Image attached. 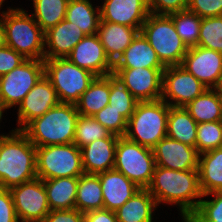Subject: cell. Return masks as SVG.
Masks as SVG:
<instances>
[{"label": "cell", "instance_id": "obj_1", "mask_svg": "<svg viewBox=\"0 0 222 222\" xmlns=\"http://www.w3.org/2000/svg\"><path fill=\"white\" fill-rule=\"evenodd\" d=\"M147 190L157 205L161 202L178 204L184 222L197 210L203 193L200 188L198 170H173L156 166Z\"/></svg>", "mask_w": 222, "mask_h": 222}, {"label": "cell", "instance_id": "obj_2", "mask_svg": "<svg viewBox=\"0 0 222 222\" xmlns=\"http://www.w3.org/2000/svg\"><path fill=\"white\" fill-rule=\"evenodd\" d=\"M36 177V146L21 130H12L0 143V188L10 189Z\"/></svg>", "mask_w": 222, "mask_h": 222}, {"label": "cell", "instance_id": "obj_3", "mask_svg": "<svg viewBox=\"0 0 222 222\" xmlns=\"http://www.w3.org/2000/svg\"><path fill=\"white\" fill-rule=\"evenodd\" d=\"M79 113L75 104L59 103L21 130L36 146L73 143Z\"/></svg>", "mask_w": 222, "mask_h": 222}, {"label": "cell", "instance_id": "obj_4", "mask_svg": "<svg viewBox=\"0 0 222 222\" xmlns=\"http://www.w3.org/2000/svg\"><path fill=\"white\" fill-rule=\"evenodd\" d=\"M6 44L26 59L44 60V34L35 19L23 9H8L1 14Z\"/></svg>", "mask_w": 222, "mask_h": 222}, {"label": "cell", "instance_id": "obj_5", "mask_svg": "<svg viewBox=\"0 0 222 222\" xmlns=\"http://www.w3.org/2000/svg\"><path fill=\"white\" fill-rule=\"evenodd\" d=\"M169 108L170 106L162 99L138 101L133 114L127 121V130L124 136L152 149L167 136Z\"/></svg>", "mask_w": 222, "mask_h": 222}, {"label": "cell", "instance_id": "obj_6", "mask_svg": "<svg viewBox=\"0 0 222 222\" xmlns=\"http://www.w3.org/2000/svg\"><path fill=\"white\" fill-rule=\"evenodd\" d=\"M140 32L165 67L181 65L189 48L180 38L169 15L150 13Z\"/></svg>", "mask_w": 222, "mask_h": 222}, {"label": "cell", "instance_id": "obj_7", "mask_svg": "<svg viewBox=\"0 0 222 222\" xmlns=\"http://www.w3.org/2000/svg\"><path fill=\"white\" fill-rule=\"evenodd\" d=\"M44 76L56 90L60 103L75 104L96 75L66 58L44 59Z\"/></svg>", "mask_w": 222, "mask_h": 222}, {"label": "cell", "instance_id": "obj_8", "mask_svg": "<svg viewBox=\"0 0 222 222\" xmlns=\"http://www.w3.org/2000/svg\"><path fill=\"white\" fill-rule=\"evenodd\" d=\"M156 167L151 148L120 136L115 150L114 170L121 172L141 189H147Z\"/></svg>", "mask_w": 222, "mask_h": 222}, {"label": "cell", "instance_id": "obj_9", "mask_svg": "<svg viewBox=\"0 0 222 222\" xmlns=\"http://www.w3.org/2000/svg\"><path fill=\"white\" fill-rule=\"evenodd\" d=\"M36 172L42 180L81 176L80 148L74 143L36 147Z\"/></svg>", "mask_w": 222, "mask_h": 222}, {"label": "cell", "instance_id": "obj_10", "mask_svg": "<svg viewBox=\"0 0 222 222\" xmlns=\"http://www.w3.org/2000/svg\"><path fill=\"white\" fill-rule=\"evenodd\" d=\"M43 76L44 60L26 59L0 77V101L6 109L19 105Z\"/></svg>", "mask_w": 222, "mask_h": 222}, {"label": "cell", "instance_id": "obj_11", "mask_svg": "<svg viewBox=\"0 0 222 222\" xmlns=\"http://www.w3.org/2000/svg\"><path fill=\"white\" fill-rule=\"evenodd\" d=\"M9 190L19 222H43L51 211L42 179L36 177Z\"/></svg>", "mask_w": 222, "mask_h": 222}, {"label": "cell", "instance_id": "obj_12", "mask_svg": "<svg viewBox=\"0 0 222 222\" xmlns=\"http://www.w3.org/2000/svg\"><path fill=\"white\" fill-rule=\"evenodd\" d=\"M206 89L208 88L181 65L166 67L162 72L161 99L169 106L185 107Z\"/></svg>", "mask_w": 222, "mask_h": 222}, {"label": "cell", "instance_id": "obj_13", "mask_svg": "<svg viewBox=\"0 0 222 222\" xmlns=\"http://www.w3.org/2000/svg\"><path fill=\"white\" fill-rule=\"evenodd\" d=\"M181 66L193 74L203 85L217 89L222 81V53L205 47L188 49Z\"/></svg>", "mask_w": 222, "mask_h": 222}, {"label": "cell", "instance_id": "obj_14", "mask_svg": "<svg viewBox=\"0 0 222 222\" xmlns=\"http://www.w3.org/2000/svg\"><path fill=\"white\" fill-rule=\"evenodd\" d=\"M165 68L113 69L138 101H154L162 96V72Z\"/></svg>", "mask_w": 222, "mask_h": 222}, {"label": "cell", "instance_id": "obj_15", "mask_svg": "<svg viewBox=\"0 0 222 222\" xmlns=\"http://www.w3.org/2000/svg\"><path fill=\"white\" fill-rule=\"evenodd\" d=\"M152 151L156 166L180 171L198 170L199 153L195 147L166 136Z\"/></svg>", "mask_w": 222, "mask_h": 222}, {"label": "cell", "instance_id": "obj_16", "mask_svg": "<svg viewBox=\"0 0 222 222\" xmlns=\"http://www.w3.org/2000/svg\"><path fill=\"white\" fill-rule=\"evenodd\" d=\"M56 90L50 81L43 76L36 85L27 93L19 104L17 130H22L30 121L41 117L49 109L59 104Z\"/></svg>", "mask_w": 222, "mask_h": 222}, {"label": "cell", "instance_id": "obj_17", "mask_svg": "<svg viewBox=\"0 0 222 222\" xmlns=\"http://www.w3.org/2000/svg\"><path fill=\"white\" fill-rule=\"evenodd\" d=\"M67 58L96 76H105L113 71V63L107 57L98 34L85 35Z\"/></svg>", "mask_w": 222, "mask_h": 222}, {"label": "cell", "instance_id": "obj_18", "mask_svg": "<svg viewBox=\"0 0 222 222\" xmlns=\"http://www.w3.org/2000/svg\"><path fill=\"white\" fill-rule=\"evenodd\" d=\"M150 12L147 0H105L100 7V21L141 30Z\"/></svg>", "mask_w": 222, "mask_h": 222}, {"label": "cell", "instance_id": "obj_19", "mask_svg": "<svg viewBox=\"0 0 222 222\" xmlns=\"http://www.w3.org/2000/svg\"><path fill=\"white\" fill-rule=\"evenodd\" d=\"M119 136L111 134L80 148L82 167L85 174H99L112 170L115 164V150Z\"/></svg>", "mask_w": 222, "mask_h": 222}, {"label": "cell", "instance_id": "obj_20", "mask_svg": "<svg viewBox=\"0 0 222 222\" xmlns=\"http://www.w3.org/2000/svg\"><path fill=\"white\" fill-rule=\"evenodd\" d=\"M84 36L81 28L62 20L44 34V44L49 48L44 50V59L66 58Z\"/></svg>", "mask_w": 222, "mask_h": 222}, {"label": "cell", "instance_id": "obj_21", "mask_svg": "<svg viewBox=\"0 0 222 222\" xmlns=\"http://www.w3.org/2000/svg\"><path fill=\"white\" fill-rule=\"evenodd\" d=\"M97 175L102 187L104 208L113 212L141 189L124 174L114 169Z\"/></svg>", "mask_w": 222, "mask_h": 222}, {"label": "cell", "instance_id": "obj_22", "mask_svg": "<svg viewBox=\"0 0 222 222\" xmlns=\"http://www.w3.org/2000/svg\"><path fill=\"white\" fill-rule=\"evenodd\" d=\"M166 68L141 32L113 64V69Z\"/></svg>", "mask_w": 222, "mask_h": 222}, {"label": "cell", "instance_id": "obj_23", "mask_svg": "<svg viewBox=\"0 0 222 222\" xmlns=\"http://www.w3.org/2000/svg\"><path fill=\"white\" fill-rule=\"evenodd\" d=\"M139 32L130 26L100 21L97 34L107 57L114 64Z\"/></svg>", "mask_w": 222, "mask_h": 222}, {"label": "cell", "instance_id": "obj_24", "mask_svg": "<svg viewBox=\"0 0 222 222\" xmlns=\"http://www.w3.org/2000/svg\"><path fill=\"white\" fill-rule=\"evenodd\" d=\"M198 174L203 195L222 190V146L199 154Z\"/></svg>", "mask_w": 222, "mask_h": 222}, {"label": "cell", "instance_id": "obj_25", "mask_svg": "<svg viewBox=\"0 0 222 222\" xmlns=\"http://www.w3.org/2000/svg\"><path fill=\"white\" fill-rule=\"evenodd\" d=\"M157 203L147 189L138 190L115 213L118 222H152Z\"/></svg>", "mask_w": 222, "mask_h": 222}, {"label": "cell", "instance_id": "obj_26", "mask_svg": "<svg viewBox=\"0 0 222 222\" xmlns=\"http://www.w3.org/2000/svg\"><path fill=\"white\" fill-rule=\"evenodd\" d=\"M79 177L43 180L50 210L75 209Z\"/></svg>", "mask_w": 222, "mask_h": 222}, {"label": "cell", "instance_id": "obj_27", "mask_svg": "<svg viewBox=\"0 0 222 222\" xmlns=\"http://www.w3.org/2000/svg\"><path fill=\"white\" fill-rule=\"evenodd\" d=\"M110 82L106 76H96L75 103L79 115L93 116L109 104Z\"/></svg>", "mask_w": 222, "mask_h": 222}, {"label": "cell", "instance_id": "obj_28", "mask_svg": "<svg viewBox=\"0 0 222 222\" xmlns=\"http://www.w3.org/2000/svg\"><path fill=\"white\" fill-rule=\"evenodd\" d=\"M198 123L184 107L170 106L167 118V136L191 147L196 146Z\"/></svg>", "mask_w": 222, "mask_h": 222}, {"label": "cell", "instance_id": "obj_29", "mask_svg": "<svg viewBox=\"0 0 222 222\" xmlns=\"http://www.w3.org/2000/svg\"><path fill=\"white\" fill-rule=\"evenodd\" d=\"M184 108L198 124L222 121V99L217 89H206Z\"/></svg>", "mask_w": 222, "mask_h": 222}, {"label": "cell", "instance_id": "obj_30", "mask_svg": "<svg viewBox=\"0 0 222 222\" xmlns=\"http://www.w3.org/2000/svg\"><path fill=\"white\" fill-rule=\"evenodd\" d=\"M103 208L104 203L99 176L85 173L79 176L75 209L86 213Z\"/></svg>", "mask_w": 222, "mask_h": 222}, {"label": "cell", "instance_id": "obj_31", "mask_svg": "<svg viewBox=\"0 0 222 222\" xmlns=\"http://www.w3.org/2000/svg\"><path fill=\"white\" fill-rule=\"evenodd\" d=\"M94 9L89 0H69L65 20L81 28L85 35L97 34L100 8Z\"/></svg>", "mask_w": 222, "mask_h": 222}, {"label": "cell", "instance_id": "obj_32", "mask_svg": "<svg viewBox=\"0 0 222 222\" xmlns=\"http://www.w3.org/2000/svg\"><path fill=\"white\" fill-rule=\"evenodd\" d=\"M105 76L110 82L109 105L128 121L138 100L128 91L125 82L114 71Z\"/></svg>", "mask_w": 222, "mask_h": 222}, {"label": "cell", "instance_id": "obj_33", "mask_svg": "<svg viewBox=\"0 0 222 222\" xmlns=\"http://www.w3.org/2000/svg\"><path fill=\"white\" fill-rule=\"evenodd\" d=\"M69 0H33L35 13L31 16L46 32L65 19Z\"/></svg>", "mask_w": 222, "mask_h": 222}, {"label": "cell", "instance_id": "obj_34", "mask_svg": "<svg viewBox=\"0 0 222 222\" xmlns=\"http://www.w3.org/2000/svg\"><path fill=\"white\" fill-rule=\"evenodd\" d=\"M169 16L186 46L188 48L197 46L202 18L188 9L171 13Z\"/></svg>", "mask_w": 222, "mask_h": 222}, {"label": "cell", "instance_id": "obj_35", "mask_svg": "<svg viewBox=\"0 0 222 222\" xmlns=\"http://www.w3.org/2000/svg\"><path fill=\"white\" fill-rule=\"evenodd\" d=\"M111 134L94 117L79 115L73 143L82 148L95 140L108 138Z\"/></svg>", "mask_w": 222, "mask_h": 222}, {"label": "cell", "instance_id": "obj_36", "mask_svg": "<svg viewBox=\"0 0 222 222\" xmlns=\"http://www.w3.org/2000/svg\"><path fill=\"white\" fill-rule=\"evenodd\" d=\"M222 146V121L203 122L197 125L196 146L199 154Z\"/></svg>", "mask_w": 222, "mask_h": 222}, {"label": "cell", "instance_id": "obj_37", "mask_svg": "<svg viewBox=\"0 0 222 222\" xmlns=\"http://www.w3.org/2000/svg\"><path fill=\"white\" fill-rule=\"evenodd\" d=\"M197 46L222 53V16L202 18Z\"/></svg>", "mask_w": 222, "mask_h": 222}, {"label": "cell", "instance_id": "obj_38", "mask_svg": "<svg viewBox=\"0 0 222 222\" xmlns=\"http://www.w3.org/2000/svg\"><path fill=\"white\" fill-rule=\"evenodd\" d=\"M213 195L211 201L201 200L197 210L186 221H217L222 222V190L208 193Z\"/></svg>", "mask_w": 222, "mask_h": 222}, {"label": "cell", "instance_id": "obj_39", "mask_svg": "<svg viewBox=\"0 0 222 222\" xmlns=\"http://www.w3.org/2000/svg\"><path fill=\"white\" fill-rule=\"evenodd\" d=\"M110 133L117 136H124L127 130V120L108 104L98 113L93 115Z\"/></svg>", "mask_w": 222, "mask_h": 222}, {"label": "cell", "instance_id": "obj_40", "mask_svg": "<svg viewBox=\"0 0 222 222\" xmlns=\"http://www.w3.org/2000/svg\"><path fill=\"white\" fill-rule=\"evenodd\" d=\"M187 9L201 18L222 16V0H189Z\"/></svg>", "mask_w": 222, "mask_h": 222}, {"label": "cell", "instance_id": "obj_41", "mask_svg": "<svg viewBox=\"0 0 222 222\" xmlns=\"http://www.w3.org/2000/svg\"><path fill=\"white\" fill-rule=\"evenodd\" d=\"M189 0H147L149 12L156 15H169L188 8Z\"/></svg>", "mask_w": 222, "mask_h": 222}, {"label": "cell", "instance_id": "obj_42", "mask_svg": "<svg viewBox=\"0 0 222 222\" xmlns=\"http://www.w3.org/2000/svg\"><path fill=\"white\" fill-rule=\"evenodd\" d=\"M25 60L20 53L7 45L0 48V77L11 72Z\"/></svg>", "mask_w": 222, "mask_h": 222}, {"label": "cell", "instance_id": "obj_43", "mask_svg": "<svg viewBox=\"0 0 222 222\" xmlns=\"http://www.w3.org/2000/svg\"><path fill=\"white\" fill-rule=\"evenodd\" d=\"M0 222H19L9 189L0 188Z\"/></svg>", "mask_w": 222, "mask_h": 222}, {"label": "cell", "instance_id": "obj_44", "mask_svg": "<svg viewBox=\"0 0 222 222\" xmlns=\"http://www.w3.org/2000/svg\"><path fill=\"white\" fill-rule=\"evenodd\" d=\"M43 222H84V213L77 209L51 210Z\"/></svg>", "mask_w": 222, "mask_h": 222}, {"label": "cell", "instance_id": "obj_45", "mask_svg": "<svg viewBox=\"0 0 222 222\" xmlns=\"http://www.w3.org/2000/svg\"><path fill=\"white\" fill-rule=\"evenodd\" d=\"M84 222H118V220L115 212L103 208L84 213Z\"/></svg>", "mask_w": 222, "mask_h": 222}, {"label": "cell", "instance_id": "obj_46", "mask_svg": "<svg viewBox=\"0 0 222 222\" xmlns=\"http://www.w3.org/2000/svg\"><path fill=\"white\" fill-rule=\"evenodd\" d=\"M6 36H5V29L3 25V20L0 18V48L6 46Z\"/></svg>", "mask_w": 222, "mask_h": 222}, {"label": "cell", "instance_id": "obj_47", "mask_svg": "<svg viewBox=\"0 0 222 222\" xmlns=\"http://www.w3.org/2000/svg\"><path fill=\"white\" fill-rule=\"evenodd\" d=\"M6 110L5 106L2 104V102L0 101V120L2 119V114L3 111Z\"/></svg>", "mask_w": 222, "mask_h": 222}, {"label": "cell", "instance_id": "obj_48", "mask_svg": "<svg viewBox=\"0 0 222 222\" xmlns=\"http://www.w3.org/2000/svg\"><path fill=\"white\" fill-rule=\"evenodd\" d=\"M217 90L219 91L221 99H222V81L220 82L219 86L217 87Z\"/></svg>", "mask_w": 222, "mask_h": 222}, {"label": "cell", "instance_id": "obj_49", "mask_svg": "<svg viewBox=\"0 0 222 222\" xmlns=\"http://www.w3.org/2000/svg\"><path fill=\"white\" fill-rule=\"evenodd\" d=\"M185 222H217V221H185Z\"/></svg>", "mask_w": 222, "mask_h": 222}, {"label": "cell", "instance_id": "obj_50", "mask_svg": "<svg viewBox=\"0 0 222 222\" xmlns=\"http://www.w3.org/2000/svg\"><path fill=\"white\" fill-rule=\"evenodd\" d=\"M5 135H0V143H1V141H2V138L4 137Z\"/></svg>", "mask_w": 222, "mask_h": 222}, {"label": "cell", "instance_id": "obj_51", "mask_svg": "<svg viewBox=\"0 0 222 222\" xmlns=\"http://www.w3.org/2000/svg\"><path fill=\"white\" fill-rule=\"evenodd\" d=\"M3 2H4V0H0V8H1V5H2Z\"/></svg>", "mask_w": 222, "mask_h": 222}]
</instances>
